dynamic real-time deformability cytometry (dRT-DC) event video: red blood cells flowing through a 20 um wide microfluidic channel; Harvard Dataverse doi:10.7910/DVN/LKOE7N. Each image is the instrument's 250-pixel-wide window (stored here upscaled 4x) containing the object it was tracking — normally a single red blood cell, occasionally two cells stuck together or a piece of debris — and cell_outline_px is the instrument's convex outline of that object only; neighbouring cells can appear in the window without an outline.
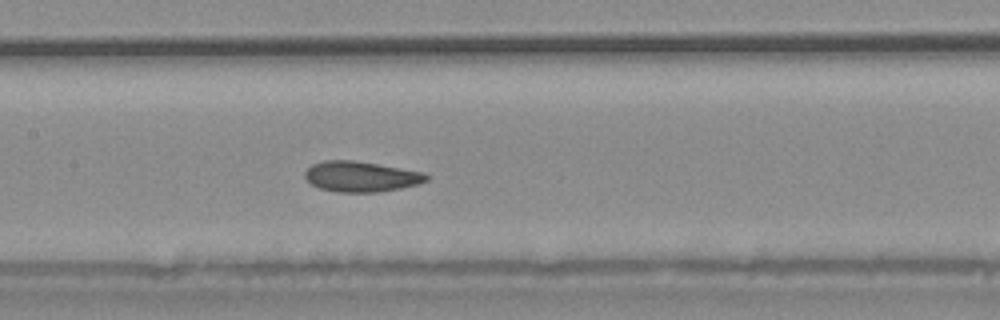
{"species": "common noctule bat (a hibernating species)", "species_latin": "Nyctalus noctula", "temperature_condition": "warm", "stored_images_in_passage": 36, "camera_frame_rate_fps": 3000, "um_per_image_px": 0.085, "animal": {"sex": "male", "body_mass_g": 20.4}, "frame": {"image": 1, "passage_image": 16, "time_ms": 5.0, "image_size_px": [1000, 320], "cell_outline_px": [[428, 180], [420, 184], [400, 188], [376, 192], [340, 192], [320, 188], [312, 184], [304, 176], [304, 172], [312, 164], [324, 160], [352, 160], [424, 172], [428, 176]], "centroid_in_image_um": [30.68, 15.0], "position_along_channel_um": 176.7, "area_um2": 21.39}}